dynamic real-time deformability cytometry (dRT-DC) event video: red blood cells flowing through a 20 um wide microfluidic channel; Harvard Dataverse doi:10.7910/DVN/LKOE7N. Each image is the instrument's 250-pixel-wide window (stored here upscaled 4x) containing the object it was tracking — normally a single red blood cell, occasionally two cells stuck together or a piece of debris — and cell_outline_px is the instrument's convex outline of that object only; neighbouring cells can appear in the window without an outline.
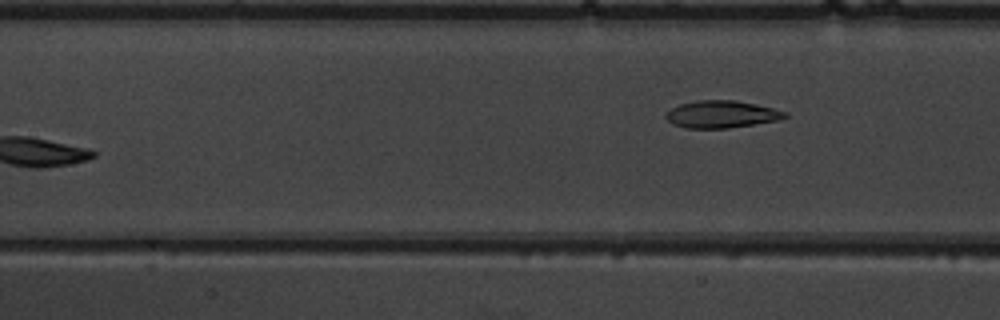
{"species": "common noctule bat (a hibernating species)", "species_latin": "Nyctalus noctula", "temperature_condition": "warm", "stored_images_in_passage": 8, "camera_frame_rate_fps": 3000, "um_per_image_px": 0.085, "animal": {"sex": "male", "body_mass_g": 19.5, "forearm_length_mm": 54.6}, "frame": {"image": 1, "passage_image": 8, "time_ms": 9.0, "image_size_px": [1000, 320], "cell_outline_px": [[788, 116], [780, 120], [728, 128], [684, 128], [672, 124], [664, 116], [672, 108], [680, 104], [696, 100], [736, 100], [756, 104], [788, 112]], "centroid_in_image_um": [61.34, 9.71], "position_along_channel_um": 146.1, "area_um2": 18.96}}